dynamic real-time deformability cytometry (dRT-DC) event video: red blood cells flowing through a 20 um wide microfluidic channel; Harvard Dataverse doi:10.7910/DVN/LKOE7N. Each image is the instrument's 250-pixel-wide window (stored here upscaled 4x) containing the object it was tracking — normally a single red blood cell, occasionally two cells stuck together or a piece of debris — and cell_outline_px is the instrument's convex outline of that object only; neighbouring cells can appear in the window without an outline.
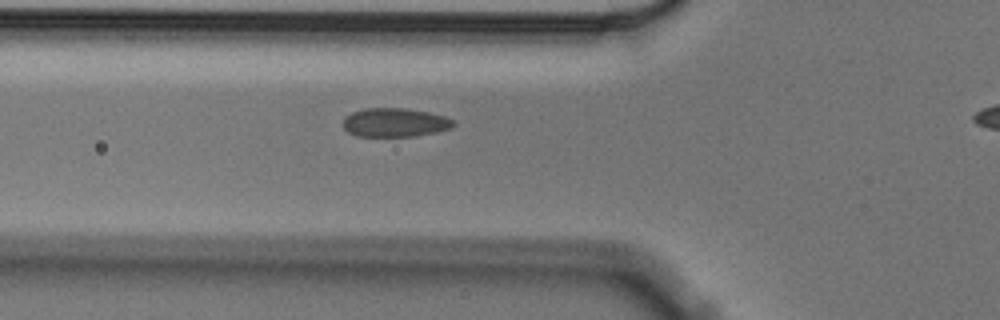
{"species": "Egyptian fruit bat (a non-hibernating species)", "species_latin": "Rousettus aegyptiacus", "temperature_condition": "cold", "stored_images_in_passage": 4, "segment_of_instrument_passage": [1, 2], "camera_frame_rate_fps": 3000, "um_per_image_px": 0.085, "animal": {"sex": "male"}, "frame": {"image": 1, "passage_image": 3, "time_ms": 0.667, "image_size_px": [1000, 320], "cell_outline_px": [[456, 124], [452, 128], [436, 132], [412, 136], [356, 136], [348, 132], [340, 124], [344, 116], [352, 112], [364, 108], [404, 108], [428, 112], [444, 116], [452, 120]], "centroid_in_image_um": [33.51, 10.41], "position_along_channel_um": 92.3, "area_um2": 18.67}}